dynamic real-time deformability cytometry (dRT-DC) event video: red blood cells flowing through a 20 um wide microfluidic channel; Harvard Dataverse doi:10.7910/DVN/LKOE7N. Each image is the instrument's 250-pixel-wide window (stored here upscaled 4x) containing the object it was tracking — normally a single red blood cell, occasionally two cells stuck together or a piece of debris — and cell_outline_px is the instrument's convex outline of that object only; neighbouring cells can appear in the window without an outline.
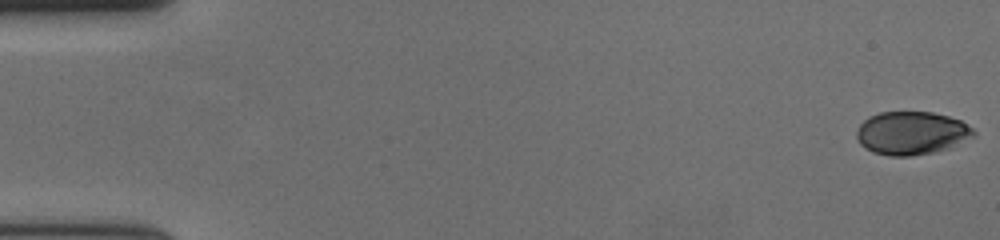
{"species": "human", "species_latin": "Homo sapiens", "temperature_condition": "cold", "stored_images_in_passage": 55, "camera_frame_rate_fps": 3000, "um_per_image_px": 0.085, "donor": {"sex": "female"}, "frame": {"image": 1, "passage_image": 1, "time_ms": 0.0, "image_size_px": [1000, 240], "cell_outline_px": [[976, 136], [948, 148], [932, 152], [908, 156], [888, 156], [872, 152], [864, 148], [860, 144], [856, 136], [856, 132], [860, 124], [868, 116], [880, 112], [932, 112], [948, 116], [960, 120], [972, 128], [976, 132]], "centroid_in_image_um": [77.46, 11.31], "position_along_channel_um": 7.5, "area_um2": 29.54}}
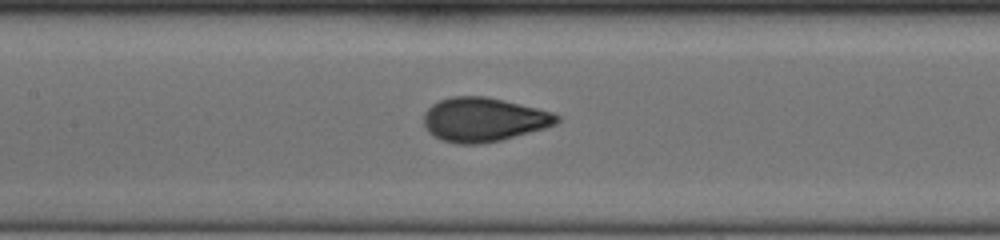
{"frame": {"image": 2, "passage_image": 28, "time_ms": 9.0, "image_size_px": [1000, 240], "cell_outline_px": [[560, 120], [556, 124], [544, 128], [500, 140], [480, 144], [456, 144], [440, 140], [428, 132], [424, 124], [424, 112], [432, 104], [440, 100], [452, 96], [488, 96], [552, 112], [560, 116]], "centroid_in_image_um": [41.08, 10.16], "position_along_channel_um": 166.3, "area_um2": 34.16}}
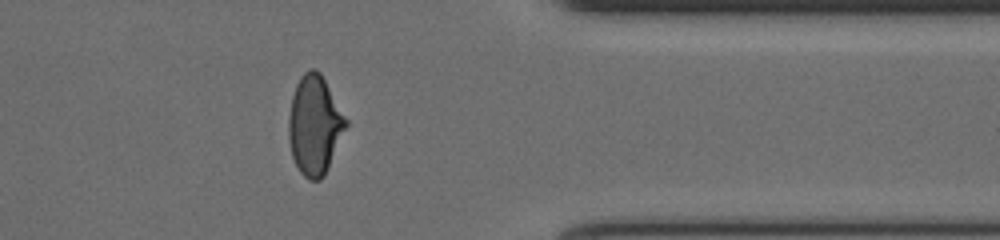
{"frame": {"image": 3, "passage_image": 47, "time_ms": 15.333, "image_size_px": [1000, 240], "cell_outline_px": [[348, 124], [324, 176], [320, 180], [308, 180], [300, 172], [292, 156], [288, 140], [288, 116], [292, 96], [296, 84], [300, 76], [308, 68], [316, 68], [320, 72], [348, 120]], "centroid_in_image_um": [26.73, 10.62], "position_along_channel_um": 384.7, "area_um2": 33.18}, "authors_computed_cell_mechanics": {"area_um2": 32.946, "velocity_mm_per_s": 3.6767, "shape_relaxation_time_tau1_ms": 6.4305, "shape_relaxation_time_tau2_ms": null, "deformation_change_tau1": 0.2091, "deformation_change_tau2": null}}